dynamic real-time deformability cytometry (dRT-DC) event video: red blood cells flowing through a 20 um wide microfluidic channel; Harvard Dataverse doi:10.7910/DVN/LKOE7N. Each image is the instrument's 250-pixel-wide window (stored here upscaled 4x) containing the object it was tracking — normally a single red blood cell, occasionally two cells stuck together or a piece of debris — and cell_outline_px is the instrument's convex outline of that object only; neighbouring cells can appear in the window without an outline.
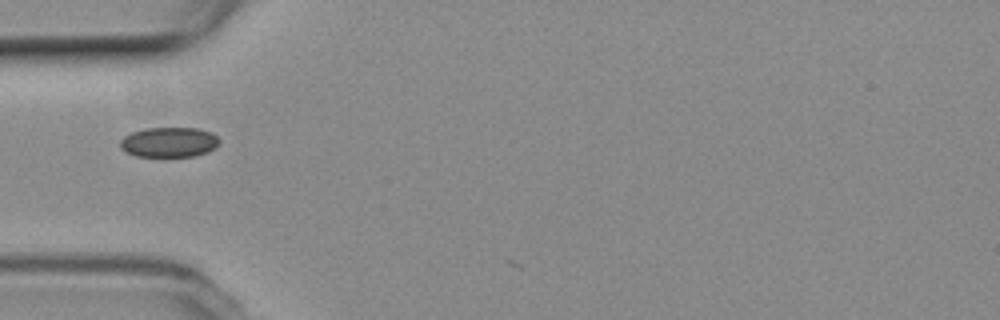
{"species": "common noctule bat (a hibernating species)", "species_latin": "Nyctalus noctula", "temperature_condition": "room temperature", "stored_images_in_passage": 4, "camera_frame_rate_fps": 3000, "um_per_image_px": 0.085, "animal": {"sex": "female", "body_mass_g": 19.3, "forearm_length_mm": 54.1}, "frame": {"image": 1, "passage_image": 1, "time_ms": 0.0, "image_size_px": [1000, 320], "cell_outline_px": [[220, 140], [208, 152], [196, 156], [136, 156], [124, 152], [120, 148], [120, 140], [124, 136], [132, 132], [144, 128], [196, 128], [212, 132]], "centroid_in_image_um": [14.33, 12.08], "position_along_channel_um": 70.7, "area_um2": 17.34}}